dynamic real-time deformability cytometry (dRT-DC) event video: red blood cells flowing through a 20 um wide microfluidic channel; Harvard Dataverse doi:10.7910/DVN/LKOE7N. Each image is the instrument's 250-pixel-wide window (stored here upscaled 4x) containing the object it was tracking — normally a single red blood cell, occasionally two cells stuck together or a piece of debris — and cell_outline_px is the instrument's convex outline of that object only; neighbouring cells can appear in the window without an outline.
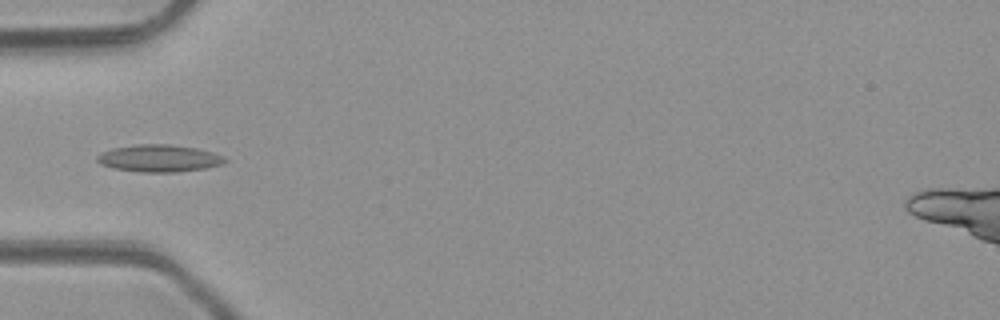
{"species": "common noctule bat (a hibernating species)", "species_latin": "Nyctalus noctula", "temperature_condition": "room temperature", "stored_images_in_passage": 5, "camera_frame_rate_fps": 3000, "um_per_image_px": 0.085, "animal": {"sex": "male", "body_mass_g": 23.1, "forearm_length_mm": 52.7}, "frame": {"image": 1, "passage_image": 4, "time_ms": 4.333, "image_size_px": [1000, 320], "cell_outline_px": [[228, 160], [224, 164], [208, 168], [176, 172], [144, 172], [112, 168], [100, 164], [96, 160], [96, 156], [112, 148], [140, 144], [168, 144], [196, 148], [212, 152], [224, 156]], "centroid_in_image_um": [13.56, 13.46], "position_along_channel_um": 71.4, "area_um2": 20.29}}
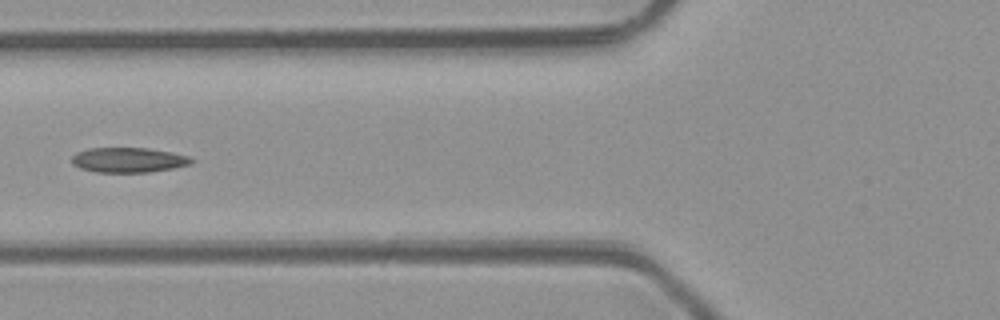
{"frame": {"image": 2, "passage_image": 5, "time_ms": 5.333, "image_size_px": [1000, 320], "cell_outline_px": [[196, 160], [192, 164], [172, 168], [148, 172], [96, 172], [80, 168], [72, 164], [72, 156], [76, 152], [88, 148], [148, 148], [172, 152], [188, 156]], "centroid_in_image_um": [10.92, 13.59], "position_along_channel_um": 114.9, "area_um2": 17.46}}